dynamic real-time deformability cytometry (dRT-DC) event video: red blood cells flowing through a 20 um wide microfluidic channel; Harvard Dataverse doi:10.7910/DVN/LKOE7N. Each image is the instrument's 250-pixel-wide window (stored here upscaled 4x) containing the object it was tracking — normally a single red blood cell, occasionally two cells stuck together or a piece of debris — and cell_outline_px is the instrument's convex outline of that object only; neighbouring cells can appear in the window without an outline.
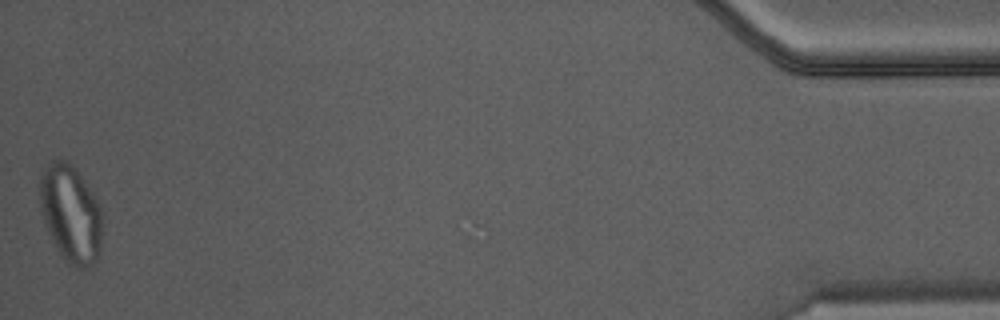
{"species": "Egyptian fruit bat (a non-hibernating species)", "species_latin": "Rousettus aegyptiacus", "temperature_condition": "warm", "stored_images_in_passage": 46, "camera_frame_rate_fps": 3000, "um_per_image_px": 0.085, "animal": {"sex": "male"}, "frame": {"image": 1, "passage_image": 46, "time_ms": 15.0, "image_size_px": [1000, 320], "cell_outline_px": [[100, 252], [92, 268], [76, 268], [68, 264], [64, 260], [56, 248], [48, 232], [44, 220], [40, 204], [40, 180], [44, 168], [52, 160], [64, 160], [80, 176], [92, 192], [100, 208]], "centroid_in_image_um": [5.99, 18.24], "position_along_channel_um": 429.2, "area_um2": 34.85}}